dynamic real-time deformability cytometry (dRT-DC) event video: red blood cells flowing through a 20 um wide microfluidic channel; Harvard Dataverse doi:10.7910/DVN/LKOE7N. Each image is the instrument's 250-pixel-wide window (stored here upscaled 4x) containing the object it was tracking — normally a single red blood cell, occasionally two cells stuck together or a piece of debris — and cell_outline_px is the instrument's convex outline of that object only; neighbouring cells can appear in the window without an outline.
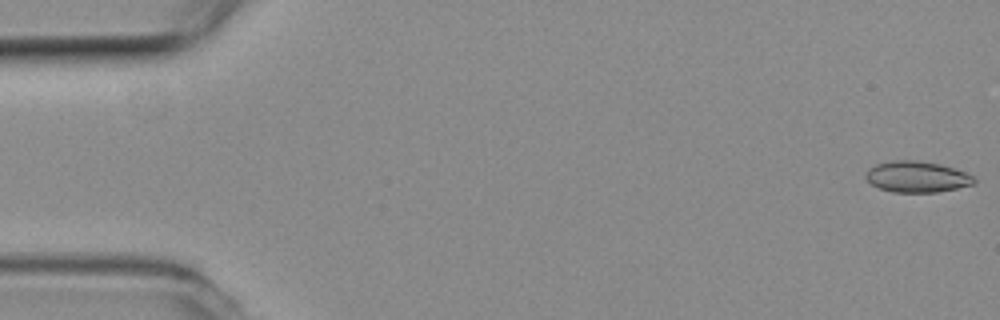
{"species": "common noctule bat (a hibernating species)", "species_latin": "Nyctalus noctula", "temperature_condition": "room temperature", "stored_images_in_passage": 54, "camera_frame_rate_fps": 3000, "um_per_image_px": 0.085, "animal": {"sex": "female", "body_mass_g": 19.3, "forearm_length_mm": 54.1}, "frame": {"image": 1, "passage_image": 1, "time_ms": 0.0, "image_size_px": [1000, 320], "cell_outline_px": [[976, 180], [972, 184], [956, 188], [936, 192], [892, 192], [880, 188], [872, 184], [864, 176], [868, 168], [876, 164], [896, 160], [916, 160], [940, 164], [964, 172], [972, 176]], "centroid_in_image_um": [77.9, 15.02], "position_along_channel_um": 7.1, "area_um2": 19.36}}
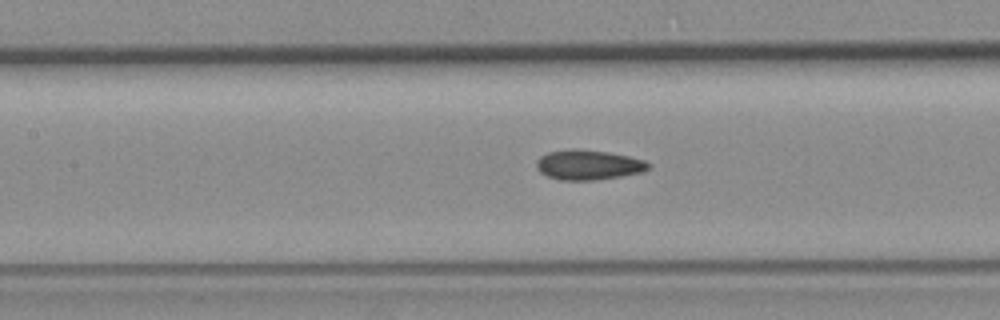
{"frame": {"image": 2, "passage_image": 24, "time_ms": 7.667, "image_size_px": [1000, 320], "cell_outline_px": [[652, 164], [644, 172], [596, 180], [560, 180], [548, 176], [540, 172], [536, 168], [536, 160], [540, 156], [548, 152], [568, 148], [580, 148], [608, 152], [628, 156], [644, 160]], "centroid_in_image_um": [49.99, 14.0], "position_along_channel_um": 157.4, "area_um2": 19.77}}
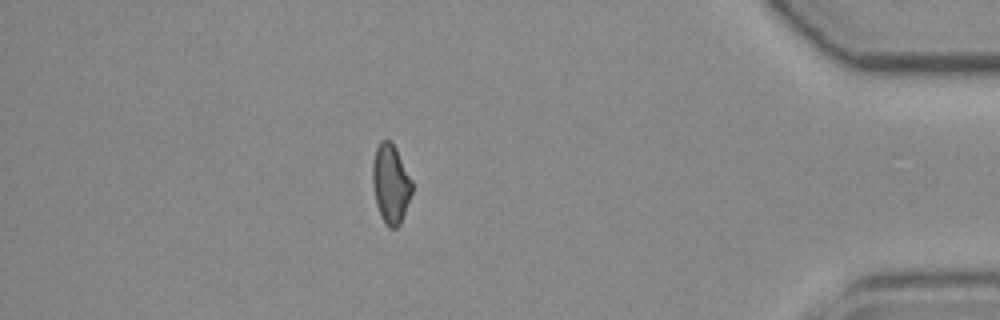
{"frame": {"image": 3, "passage_image": 47, "time_ms": 15.333, "image_size_px": [1000, 320], "cell_outline_px": [[412, 192], [400, 224], [396, 228], [388, 228], [380, 216], [376, 204], [372, 184], [372, 160], [376, 148], [380, 140], [388, 140], [396, 148], [412, 180]], "centroid_in_image_um": [33.19, 15.63], "position_along_channel_um": 402.0, "area_um2": 18.26}, "authors_computed_cell_mechanics": {"area_um2": 18.9873, "velocity_mm_per_s": 3.7995, "shape_relaxation_time_tau1_ms": null, "shape_relaxation_time_tau2_ms": 5.304, "deformation_change_tau1": null, "deformation_change_tau2": 0.0948}}